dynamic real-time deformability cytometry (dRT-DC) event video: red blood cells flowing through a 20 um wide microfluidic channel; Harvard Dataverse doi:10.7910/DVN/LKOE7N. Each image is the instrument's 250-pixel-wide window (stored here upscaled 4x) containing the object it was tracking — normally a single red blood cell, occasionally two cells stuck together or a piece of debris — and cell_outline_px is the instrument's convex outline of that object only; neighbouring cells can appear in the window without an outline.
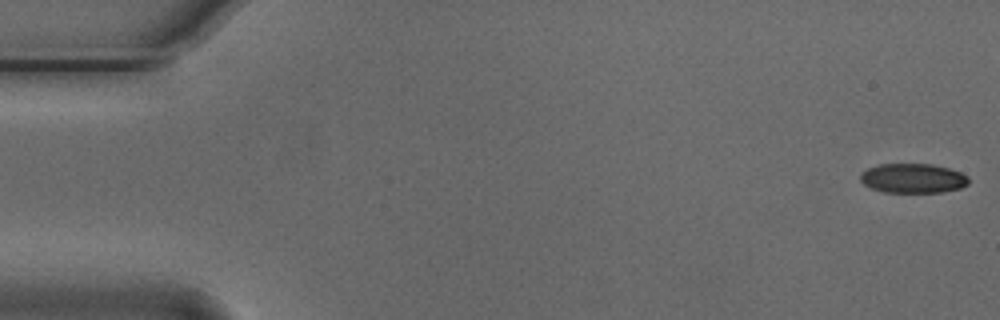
{"species": "Egyptian fruit bat (a non-hibernating species)", "species_latin": "Rousettus aegyptiacus", "temperature_condition": "cold", "stored_images_in_passage": 54, "camera_frame_rate_fps": 3000, "um_per_image_px": 0.085, "animal": {"sex": "male"}, "frame": {"image": 1, "passage_image": 1, "time_ms": 0.0, "image_size_px": [1000, 320], "cell_outline_px": [[968, 184], [960, 188], [944, 192], [884, 192], [872, 188], [864, 184], [860, 180], [860, 172], [868, 168], [880, 164], [932, 164], [948, 168], [960, 172], [968, 176]], "centroid_in_image_um": [77.59, 15.15], "position_along_channel_um": 7.4, "area_um2": 18.61}}
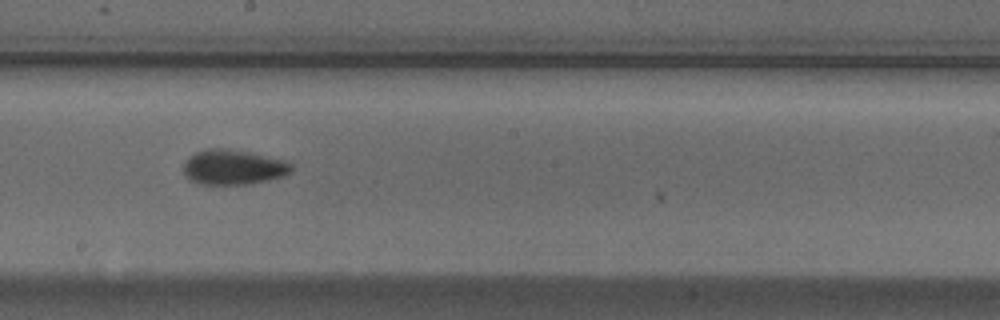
{"frame": {"image": 2, "passage_image": 30, "time_ms": 9.667, "image_size_px": [1000, 320], "cell_outline_px": [[292, 172], [284, 176], [252, 184], [200, 184], [188, 180], [184, 172], [184, 160], [188, 156], [196, 152], [208, 148], [224, 148], [284, 160], [292, 164]], "centroid_in_image_um": [19.8, 14.22], "position_along_channel_um": 228.4, "area_um2": 21.96}}
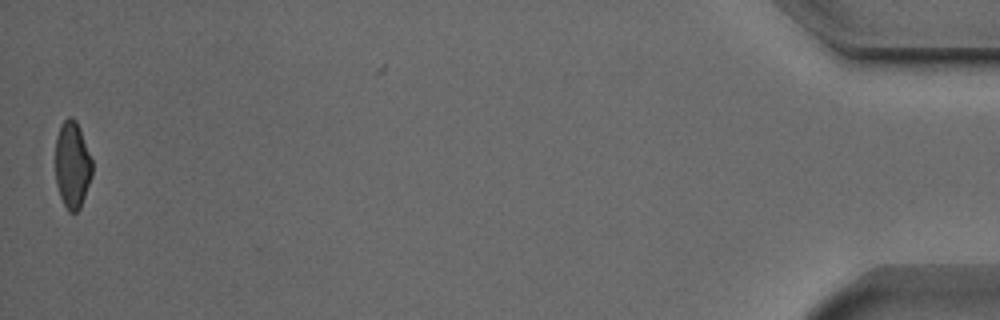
{"frame": {"image": 3, "passage_image": 54, "time_ms": 17.667, "image_size_px": [1000, 320], "cell_outline_px": [[92, 176], [80, 208], [76, 212], [68, 212], [60, 196], [56, 184], [56, 136], [60, 124], [68, 116], [72, 116], [76, 120], [80, 128], [92, 160]], "centroid_in_image_um": [6.14, 13.99], "position_along_channel_um": 429.1, "area_um2": 18.73}, "authors_computed_cell_mechanics": {"area_um2": 20.2589, "velocity_mm_per_s": 3.7543, "shape_relaxation_time_tau1_ms": 4.7169, "shape_relaxation_time_tau2_ms": 2.6695, "deformation_change_tau1": 0.1273, "deformation_change_tau2": 0.0822}}